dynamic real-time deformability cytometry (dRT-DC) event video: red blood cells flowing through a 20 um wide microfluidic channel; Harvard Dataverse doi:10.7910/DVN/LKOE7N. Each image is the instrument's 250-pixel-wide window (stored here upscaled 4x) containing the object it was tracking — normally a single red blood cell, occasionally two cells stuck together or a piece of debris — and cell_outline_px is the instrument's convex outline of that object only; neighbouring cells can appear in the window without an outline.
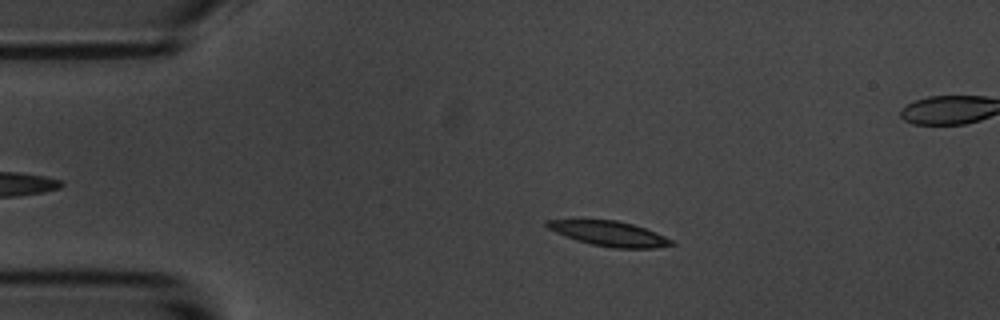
{"species": "common noctule bat (a hibernating species)", "species_latin": "Nyctalus noctula", "temperature_condition": "room temperature", "stored_images_in_passage": 48, "camera_frame_rate_fps": 3000, "um_per_image_px": 0.085, "animal": {"sex": "male", "body_mass_g": 20.1, "forearm_length_mm": 53.5}, "frame": {"image": 1, "passage_image": 10, "time_ms": 3.0, "image_size_px": [1000, 320], "cell_outline_px": [[676, 244], [656, 248], [612, 248], [592, 244], [576, 240], [564, 236], [548, 228], [544, 224], [544, 220], [616, 220], [632, 224], [656, 232], [672, 240]], "centroid_in_image_um": [51.78, 19.86], "position_along_channel_um": 33.2, "area_um2": 17.98}}
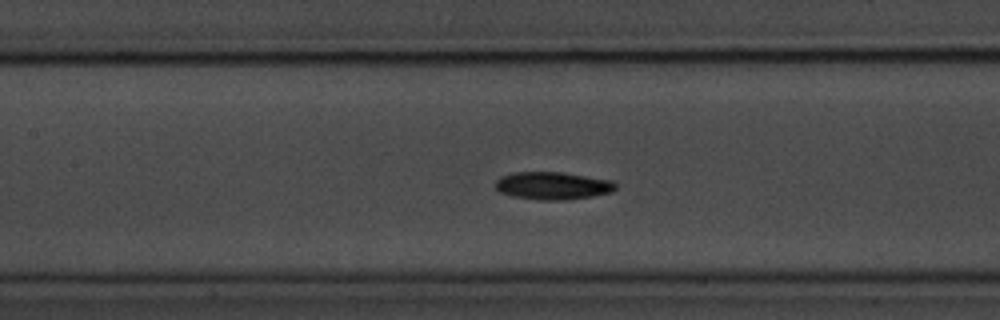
{"frame": {"image": 2, "passage_image": 24, "time_ms": 7.667, "image_size_px": [1000, 320], "cell_outline_px": [[616, 188], [612, 192], [592, 196], [564, 200], [540, 200], [512, 196], [500, 192], [496, 188], [496, 180], [500, 176], [512, 172], [564, 172], [612, 180], [616, 184]], "centroid_in_image_um": [46.98, 15.77], "position_along_channel_um": 160.4, "area_um2": 19.48}}
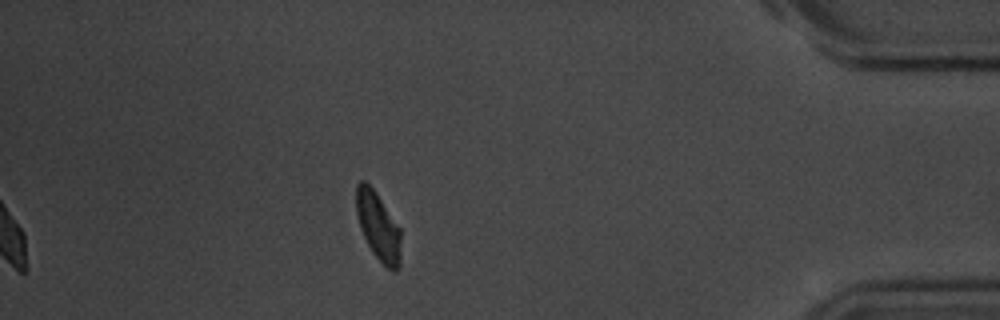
{"frame": {"image": 3, "passage_image": 48, "time_ms": 15.667, "image_size_px": [1000, 320], "cell_outline_px": [[400, 264], [396, 272], [392, 272], [372, 252], [360, 228], [356, 212], [356, 184], [360, 180], [364, 180], [376, 192], [400, 228]], "centroid_in_image_um": [32.14, 19.23], "position_along_channel_um": 403.1, "area_um2": 17.63}, "authors_computed_cell_mechanics": {"area_um2": 18.4093, "velocity_mm_per_s": 3.5943, "shape_relaxation_time_tau1_ms": 3.0252, "shape_relaxation_time_tau2_ms": 6.6962, "deformation_change_tau1": 0.1222, "deformation_change_tau2": 0.1463}}